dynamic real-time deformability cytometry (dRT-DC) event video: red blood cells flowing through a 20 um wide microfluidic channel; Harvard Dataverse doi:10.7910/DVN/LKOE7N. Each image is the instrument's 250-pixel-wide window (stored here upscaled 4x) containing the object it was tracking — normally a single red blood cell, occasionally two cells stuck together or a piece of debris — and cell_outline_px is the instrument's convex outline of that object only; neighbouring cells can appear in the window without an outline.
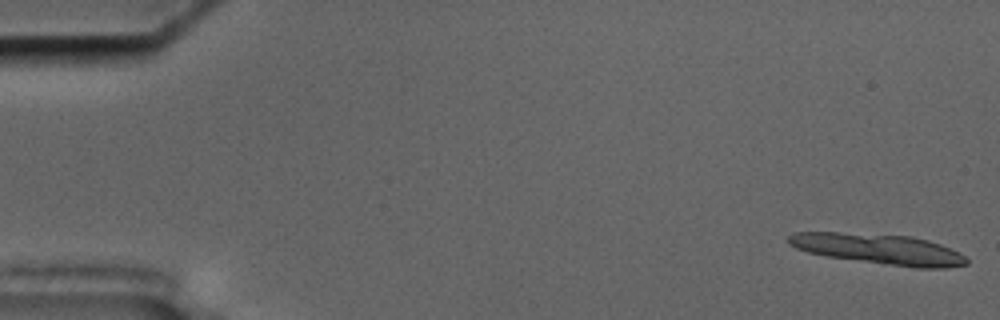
{"species": "common noctule bat (a hibernating species)", "species_latin": "Nyctalus noctula", "temperature_condition": "cold", "stored_images_in_passage": 13, "camera_frame_rate_fps": 3000, "um_per_image_px": 0.085, "animal": {"sex": "male", "body_mass_g": 17.5, "forearm_length_mm": 52.3}, "frame": {"image": 1, "passage_image": 1, "time_ms": 0.0, "image_size_px": [1000, 320], "cell_outline_px": [[968, 264], [944, 268], [916, 268], [824, 256], [808, 252], [796, 248], [788, 244], [788, 236], [796, 232], [840, 232], [912, 236], [928, 240], [940, 244], [964, 256], [968, 260]], "centroid_in_image_um": [74.67, 21.17], "position_along_channel_um": 10.3, "area_um2": 31.44}}